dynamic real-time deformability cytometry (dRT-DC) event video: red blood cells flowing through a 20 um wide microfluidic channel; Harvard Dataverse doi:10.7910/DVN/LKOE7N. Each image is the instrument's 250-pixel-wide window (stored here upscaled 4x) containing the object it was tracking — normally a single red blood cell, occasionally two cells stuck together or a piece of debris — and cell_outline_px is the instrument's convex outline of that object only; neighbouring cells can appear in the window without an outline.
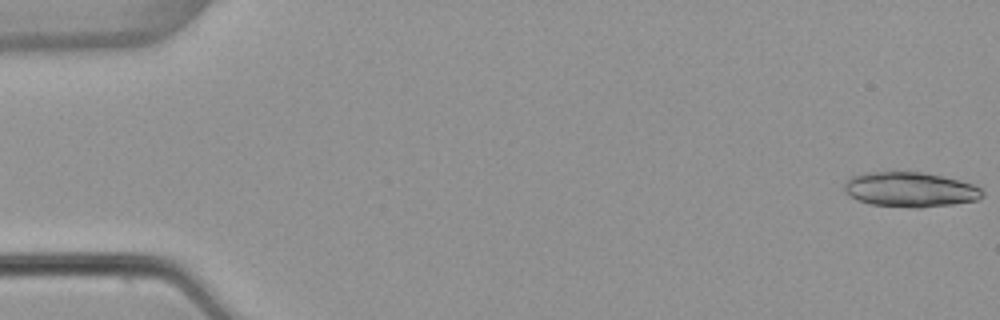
{"species": "common noctule bat (a hibernating species)", "species_latin": "Nyctalus noctula", "temperature_condition": "warm", "stored_images_in_passage": 20, "camera_frame_rate_fps": 3000, "um_per_image_px": 0.085, "animal": {"sex": "female", "body_mass_g": 22.7, "forearm_length_mm": 54.2}, "frame": {"image": 1, "passage_image": 1, "time_ms": 0.0, "image_size_px": [1000, 320], "cell_outline_px": [[984, 196], [976, 200], [952, 204], [920, 208], [916, 208], [868, 204], [856, 200], [844, 192], [844, 180], [852, 176], [868, 172], [924, 172], [960, 180], [972, 184], [980, 188], [984, 192]], "centroid_in_image_um": [77.33, 16.11], "position_along_channel_um": 7.7, "area_um2": 28.26}}
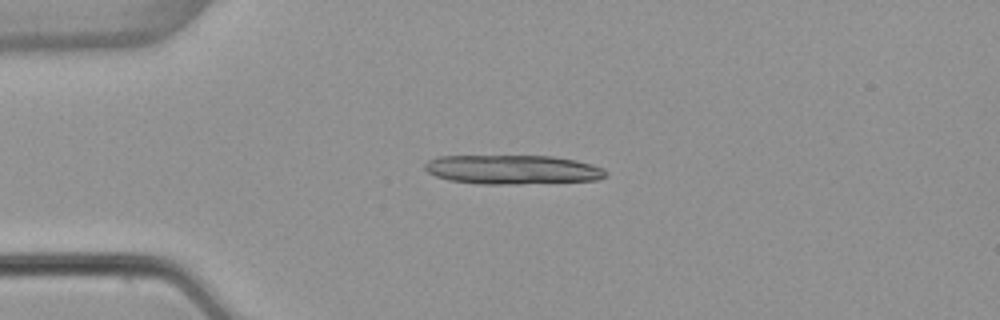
{"frame": {"image": 2, "passage_image": 13, "time_ms": 4.0, "image_size_px": [1000, 320], "cell_outline_px": [[608, 176], [596, 180], [520, 184], [480, 184], [448, 180], [436, 176], [428, 172], [424, 168], [424, 164], [428, 160], [436, 156], [552, 156], [576, 160], [592, 164], [604, 168], [608, 172]], "centroid_in_image_um": [43.58, 14.41], "position_along_channel_um": 41.4, "area_um2": 31.04}}